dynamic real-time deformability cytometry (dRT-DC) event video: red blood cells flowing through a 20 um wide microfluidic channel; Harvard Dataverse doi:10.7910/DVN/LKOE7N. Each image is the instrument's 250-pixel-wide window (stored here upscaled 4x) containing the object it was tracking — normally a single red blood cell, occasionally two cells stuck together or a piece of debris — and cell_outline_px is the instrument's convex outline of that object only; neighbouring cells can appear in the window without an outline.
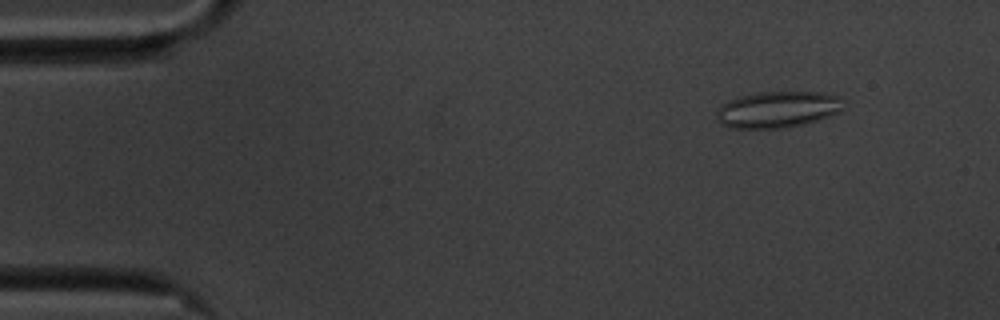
{"species": "common noctule bat (a hibernating species)", "species_latin": "Nyctalus noctula", "temperature_condition": "cold", "stored_images_in_passage": 57, "camera_frame_rate_fps": 3000, "um_per_image_px": 0.085, "animal": {"sex": "male", "body_mass_g": 20.1, "forearm_length_mm": 53.5}, "frame": {"image": 1, "passage_image": 6, "time_ms": 1.667, "image_size_px": [1000, 320], "cell_outline_px": [[848, 100], [836, 112], [828, 116], [804, 124], [780, 128], [732, 128], [716, 120], [716, 112], [720, 104], [728, 100], [740, 96], [760, 92], [820, 92], [840, 96]], "centroid_in_image_um": [66.09, 9.29], "position_along_channel_um": 18.9, "area_um2": 26.93}}
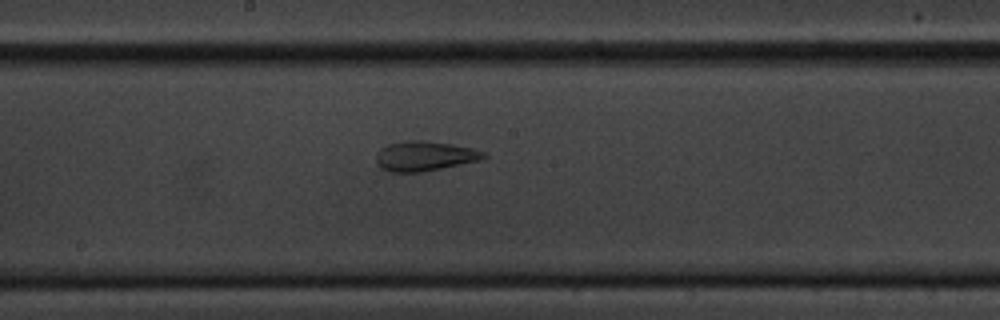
{"frame": {"image": 2, "passage_image": 30, "time_ms": 9.667, "image_size_px": [1000, 320], "cell_outline_px": [[488, 156], [484, 160], [420, 172], [392, 172], [380, 168], [376, 164], [376, 152], [380, 148], [388, 144], [404, 140], [420, 140], [452, 144], [472, 148], [484, 152]], "centroid_in_image_um": [36.08, 13.26], "position_along_channel_um": 212.1, "area_um2": 18.9}}
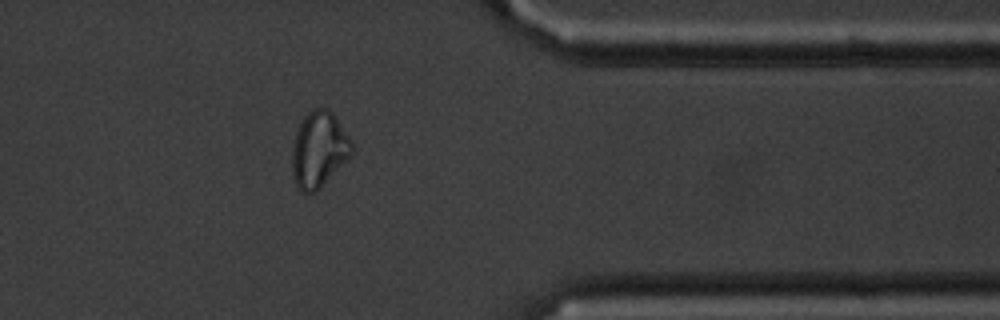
{"frame": {"image": 3, "passage_image": 46, "time_ms": 15.0, "image_size_px": [1000, 320], "cell_outline_px": [[356, 148], [320, 188], [316, 192], [300, 192], [296, 184], [292, 172], [292, 148], [296, 132], [300, 120], [312, 108], [328, 108], [332, 112]], "centroid_in_image_um": [27.08, 12.69], "position_along_channel_um": 384.3, "area_um2": 26.18}, "authors_computed_cell_mechanics": {"area_um2": 25.0852, "velocity_mm_per_s": 3.4797, "shape_relaxation_time_tau1_ms": null, "shape_relaxation_time_tau2_ms": 2.1929, "deformation_change_tau1": null, "deformation_change_tau2": 0.1001}}